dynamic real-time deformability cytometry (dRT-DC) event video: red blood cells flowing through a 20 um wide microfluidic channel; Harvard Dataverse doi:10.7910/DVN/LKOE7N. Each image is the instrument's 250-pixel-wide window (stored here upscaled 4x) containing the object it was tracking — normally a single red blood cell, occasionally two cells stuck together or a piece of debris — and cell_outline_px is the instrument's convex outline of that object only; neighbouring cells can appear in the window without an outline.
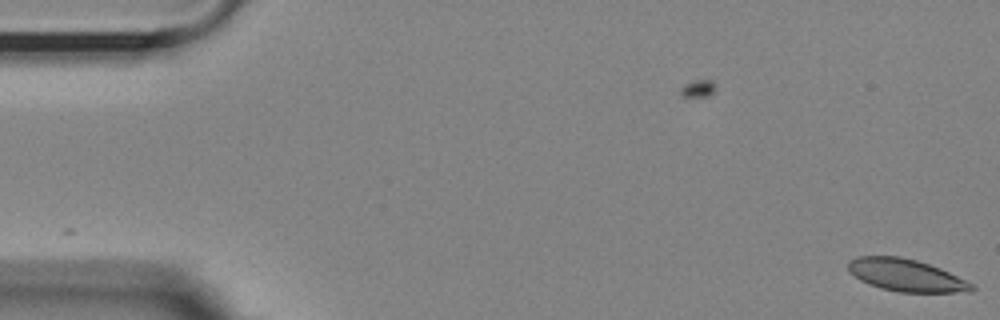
{"species": "Egyptian fruit bat (a non-hibernating species)", "species_latin": "Rousettus aegyptiacus", "temperature_condition": "room temperature", "stored_images_in_passage": 57, "camera_frame_rate_fps": 3000, "um_per_image_px": 0.085, "animal": {"sex": "female"}, "frame": {"image": 1, "passage_image": 1, "time_ms": 0.0, "image_size_px": [1000, 320], "cell_outline_px": [[976, 288], [972, 292], [900, 292], [880, 288], [868, 284], [860, 280], [848, 268], [848, 260], [856, 256], [900, 256], [916, 260], [940, 268], [976, 284]], "centroid_in_image_um": [77.06, 23.4], "position_along_channel_um": 7.9, "area_um2": 23.35}}
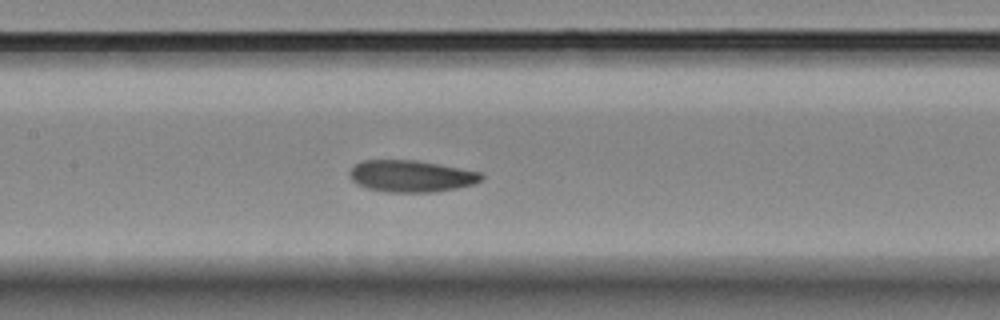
{"frame": {"image": 2, "passage_image": 26, "time_ms": 8.333, "image_size_px": [1000, 320], "cell_outline_px": [[484, 176], [480, 180], [472, 184], [456, 188], [436, 192], [388, 192], [368, 188], [356, 184], [352, 180], [348, 172], [360, 160], [416, 160], [480, 172]], "centroid_in_image_um": [34.91, 14.97], "position_along_channel_um": 172.5, "area_um2": 24.22}}
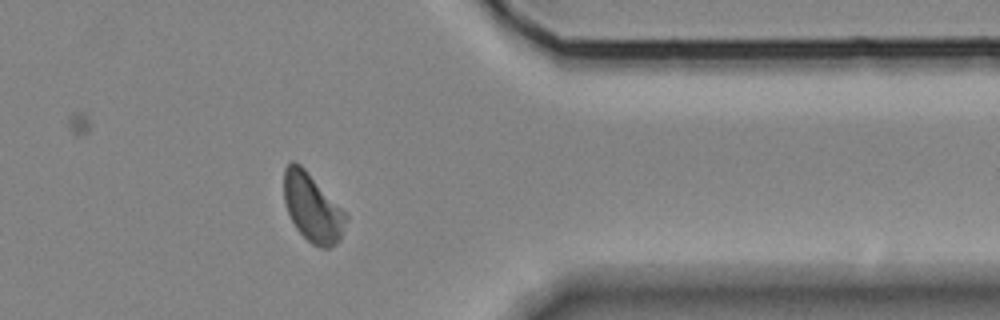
{"frame": {"image": 3, "passage_image": 45, "time_ms": 14.667, "image_size_px": [1000, 320], "cell_outline_px": [[348, 220], [340, 240], [332, 248], [320, 248], [312, 244], [296, 228], [288, 212], [284, 200], [284, 168], [292, 160], [300, 164], [304, 168], [348, 216]], "centroid_in_image_um": [26.56, 17.68], "position_along_channel_um": 384.8, "area_um2": 24.39}, "authors_computed_cell_mechanics": {"area_um2": 24.276, "velocity_mm_per_s": 3.5734, "shape_relaxation_time_tau1_ms": null, "shape_relaxation_time_tau2_ms": 5.1086, "deformation_change_tau1": null, "deformation_change_tau2": 0.1095}}